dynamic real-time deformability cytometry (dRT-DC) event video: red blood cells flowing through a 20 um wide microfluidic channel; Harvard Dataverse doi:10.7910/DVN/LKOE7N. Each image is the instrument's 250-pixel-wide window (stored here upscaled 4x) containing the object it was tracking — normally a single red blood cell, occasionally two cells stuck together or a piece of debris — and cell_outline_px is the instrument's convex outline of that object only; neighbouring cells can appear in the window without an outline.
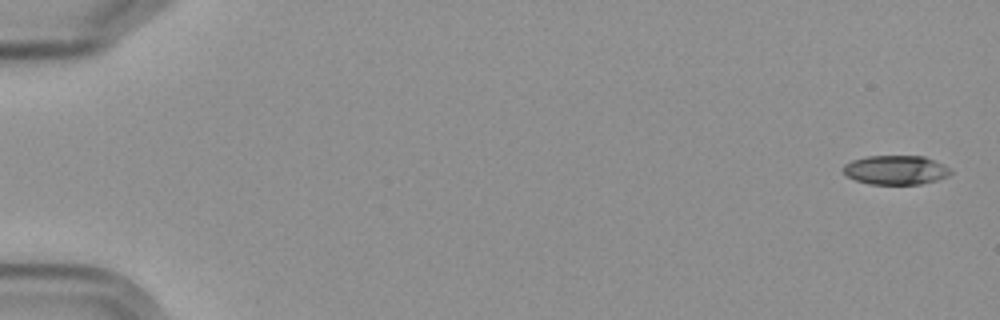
{"species": "Egyptian fruit bat (a non-hibernating species)", "species_latin": "Rousettus aegyptiacus", "temperature_condition": "cold", "stored_images_in_passage": 5, "camera_frame_rate_fps": 3000, "um_per_image_px": 0.085, "frame": {"image": 1, "passage_image": 1, "time_ms": 0.0, "image_size_px": [1000, 320], "cell_outline_px": [[952, 172], [948, 176], [936, 180], [920, 184], [868, 184], [856, 180], [848, 176], [840, 168], [844, 164], [852, 160], [868, 156], [924, 156], [944, 164]], "centroid_in_image_um": [76.12, 14.44], "position_along_channel_um": 8.9, "area_um2": 18.26}}
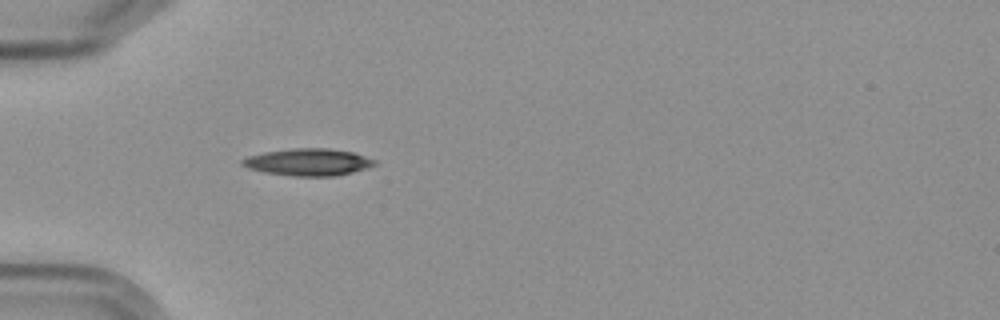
{"frame": {"image": 2, "passage_image": 5, "time_ms": 5.667, "image_size_px": [1000, 320], "cell_outline_px": [[376, 164], [352, 172], [336, 176], [296, 176], [264, 172], [248, 168], [240, 164], [240, 160], [248, 156], [264, 152], [292, 148], [328, 148], [356, 152], [376, 160]], "centroid_in_image_um": [26.19, 13.77], "position_along_channel_um": 58.8, "area_um2": 20.92}}